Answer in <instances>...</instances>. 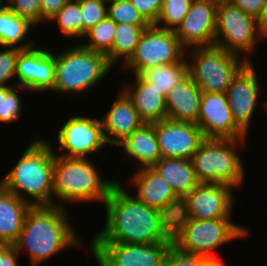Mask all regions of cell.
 Wrapping results in <instances>:
<instances>
[{"mask_svg": "<svg viewBox=\"0 0 267 266\" xmlns=\"http://www.w3.org/2000/svg\"><path fill=\"white\" fill-rule=\"evenodd\" d=\"M123 187L119 181L103 203L106 223L90 243L173 242L172 220L162 211L137 200Z\"/></svg>", "mask_w": 267, "mask_h": 266, "instance_id": "obj_1", "label": "cell"}, {"mask_svg": "<svg viewBox=\"0 0 267 266\" xmlns=\"http://www.w3.org/2000/svg\"><path fill=\"white\" fill-rule=\"evenodd\" d=\"M65 208L32 206L26 215L22 231L12 245L20 254L26 249L32 266H39L71 246H82Z\"/></svg>", "mask_w": 267, "mask_h": 266, "instance_id": "obj_2", "label": "cell"}, {"mask_svg": "<svg viewBox=\"0 0 267 266\" xmlns=\"http://www.w3.org/2000/svg\"><path fill=\"white\" fill-rule=\"evenodd\" d=\"M54 149L49 141L32 140L0 186L31 206H53Z\"/></svg>", "mask_w": 267, "mask_h": 266, "instance_id": "obj_3", "label": "cell"}, {"mask_svg": "<svg viewBox=\"0 0 267 266\" xmlns=\"http://www.w3.org/2000/svg\"><path fill=\"white\" fill-rule=\"evenodd\" d=\"M99 170L90 158H69L55 154L54 151L53 205L66 208V202L104 203L119 180L101 178Z\"/></svg>", "mask_w": 267, "mask_h": 266, "instance_id": "obj_4", "label": "cell"}, {"mask_svg": "<svg viewBox=\"0 0 267 266\" xmlns=\"http://www.w3.org/2000/svg\"><path fill=\"white\" fill-rule=\"evenodd\" d=\"M112 67L105 54L77 43L55 54V81L49 92L67 95L89 92L101 83Z\"/></svg>", "mask_w": 267, "mask_h": 266, "instance_id": "obj_5", "label": "cell"}, {"mask_svg": "<svg viewBox=\"0 0 267 266\" xmlns=\"http://www.w3.org/2000/svg\"><path fill=\"white\" fill-rule=\"evenodd\" d=\"M231 219L174 218L172 220L173 246L184 253L218 258L216 249L248 235L247 228L233 223Z\"/></svg>", "mask_w": 267, "mask_h": 266, "instance_id": "obj_6", "label": "cell"}, {"mask_svg": "<svg viewBox=\"0 0 267 266\" xmlns=\"http://www.w3.org/2000/svg\"><path fill=\"white\" fill-rule=\"evenodd\" d=\"M245 141L204 138L191 160L197 181L241 187L245 170L236 147L244 146Z\"/></svg>", "mask_w": 267, "mask_h": 266, "instance_id": "obj_7", "label": "cell"}, {"mask_svg": "<svg viewBox=\"0 0 267 266\" xmlns=\"http://www.w3.org/2000/svg\"><path fill=\"white\" fill-rule=\"evenodd\" d=\"M190 49L186 54L191 60L187 59L188 74L202 92L226 94L233 78L248 63L243 56L239 59L217 45Z\"/></svg>", "mask_w": 267, "mask_h": 266, "instance_id": "obj_8", "label": "cell"}, {"mask_svg": "<svg viewBox=\"0 0 267 266\" xmlns=\"http://www.w3.org/2000/svg\"><path fill=\"white\" fill-rule=\"evenodd\" d=\"M257 37L261 40L257 19L243 13L230 1L218 3L215 45L238 56L242 53L245 61L252 63L247 54L255 51Z\"/></svg>", "mask_w": 267, "mask_h": 266, "instance_id": "obj_9", "label": "cell"}, {"mask_svg": "<svg viewBox=\"0 0 267 266\" xmlns=\"http://www.w3.org/2000/svg\"><path fill=\"white\" fill-rule=\"evenodd\" d=\"M187 52L174 31L150 24L142 33L134 53L123 66L126 70L134 71V75H140L153 66L181 62Z\"/></svg>", "mask_w": 267, "mask_h": 266, "instance_id": "obj_10", "label": "cell"}, {"mask_svg": "<svg viewBox=\"0 0 267 266\" xmlns=\"http://www.w3.org/2000/svg\"><path fill=\"white\" fill-rule=\"evenodd\" d=\"M233 187L225 184L199 183L181 199L174 218L214 220L231 218L234 206Z\"/></svg>", "mask_w": 267, "mask_h": 266, "instance_id": "obj_11", "label": "cell"}, {"mask_svg": "<svg viewBox=\"0 0 267 266\" xmlns=\"http://www.w3.org/2000/svg\"><path fill=\"white\" fill-rule=\"evenodd\" d=\"M57 138L62 152L57 153L55 149V154L69 158H90L91 154L107 145L101 119L84 115L68 118L58 131Z\"/></svg>", "mask_w": 267, "mask_h": 266, "instance_id": "obj_12", "label": "cell"}, {"mask_svg": "<svg viewBox=\"0 0 267 266\" xmlns=\"http://www.w3.org/2000/svg\"><path fill=\"white\" fill-rule=\"evenodd\" d=\"M173 242L150 244L90 243L101 266H162Z\"/></svg>", "mask_w": 267, "mask_h": 266, "instance_id": "obj_13", "label": "cell"}, {"mask_svg": "<svg viewBox=\"0 0 267 266\" xmlns=\"http://www.w3.org/2000/svg\"><path fill=\"white\" fill-rule=\"evenodd\" d=\"M217 5L213 0L192 1L188 13L174 31L186 50L215 45Z\"/></svg>", "mask_w": 267, "mask_h": 266, "instance_id": "obj_14", "label": "cell"}, {"mask_svg": "<svg viewBox=\"0 0 267 266\" xmlns=\"http://www.w3.org/2000/svg\"><path fill=\"white\" fill-rule=\"evenodd\" d=\"M161 157L192 160L204 139L197 124L164 119L154 122Z\"/></svg>", "mask_w": 267, "mask_h": 266, "instance_id": "obj_15", "label": "cell"}, {"mask_svg": "<svg viewBox=\"0 0 267 266\" xmlns=\"http://www.w3.org/2000/svg\"><path fill=\"white\" fill-rule=\"evenodd\" d=\"M197 125L204 138L228 140L247 138L235 124L224 93L202 92Z\"/></svg>", "mask_w": 267, "mask_h": 266, "instance_id": "obj_16", "label": "cell"}, {"mask_svg": "<svg viewBox=\"0 0 267 266\" xmlns=\"http://www.w3.org/2000/svg\"><path fill=\"white\" fill-rule=\"evenodd\" d=\"M16 86L30 92L50 91L55 81V53L36 46L21 50L16 65Z\"/></svg>", "mask_w": 267, "mask_h": 266, "instance_id": "obj_17", "label": "cell"}, {"mask_svg": "<svg viewBox=\"0 0 267 266\" xmlns=\"http://www.w3.org/2000/svg\"><path fill=\"white\" fill-rule=\"evenodd\" d=\"M253 64V62L247 63L233 78L226 91L232 118L246 135L259 103L258 95L261 87Z\"/></svg>", "mask_w": 267, "mask_h": 266, "instance_id": "obj_18", "label": "cell"}, {"mask_svg": "<svg viewBox=\"0 0 267 266\" xmlns=\"http://www.w3.org/2000/svg\"><path fill=\"white\" fill-rule=\"evenodd\" d=\"M136 171L130 181L136 190V194L132 195L146 206L162 211L173 220L179 212L181 198L152 168H138Z\"/></svg>", "mask_w": 267, "mask_h": 266, "instance_id": "obj_19", "label": "cell"}, {"mask_svg": "<svg viewBox=\"0 0 267 266\" xmlns=\"http://www.w3.org/2000/svg\"><path fill=\"white\" fill-rule=\"evenodd\" d=\"M111 105L101 123L107 144L117 146L145 122L124 91H120Z\"/></svg>", "mask_w": 267, "mask_h": 266, "instance_id": "obj_20", "label": "cell"}, {"mask_svg": "<svg viewBox=\"0 0 267 266\" xmlns=\"http://www.w3.org/2000/svg\"><path fill=\"white\" fill-rule=\"evenodd\" d=\"M202 91L187 74L166 95L167 118L197 124Z\"/></svg>", "mask_w": 267, "mask_h": 266, "instance_id": "obj_21", "label": "cell"}, {"mask_svg": "<svg viewBox=\"0 0 267 266\" xmlns=\"http://www.w3.org/2000/svg\"><path fill=\"white\" fill-rule=\"evenodd\" d=\"M131 85L122 89L132 100L139 117L145 123H153L167 118V109L163 91H159L155 84L145 80L141 75H134Z\"/></svg>", "mask_w": 267, "mask_h": 266, "instance_id": "obj_22", "label": "cell"}, {"mask_svg": "<svg viewBox=\"0 0 267 266\" xmlns=\"http://www.w3.org/2000/svg\"><path fill=\"white\" fill-rule=\"evenodd\" d=\"M117 146L125 150V156H130L139 163L140 169L152 168L162 157L159 151L154 122L143 123L131 135Z\"/></svg>", "mask_w": 267, "mask_h": 266, "instance_id": "obj_23", "label": "cell"}, {"mask_svg": "<svg viewBox=\"0 0 267 266\" xmlns=\"http://www.w3.org/2000/svg\"><path fill=\"white\" fill-rule=\"evenodd\" d=\"M32 206L0 186V244L13 245Z\"/></svg>", "mask_w": 267, "mask_h": 266, "instance_id": "obj_24", "label": "cell"}, {"mask_svg": "<svg viewBox=\"0 0 267 266\" xmlns=\"http://www.w3.org/2000/svg\"><path fill=\"white\" fill-rule=\"evenodd\" d=\"M152 169L169 183L181 199L199 184L190 160L162 157Z\"/></svg>", "mask_w": 267, "mask_h": 266, "instance_id": "obj_25", "label": "cell"}, {"mask_svg": "<svg viewBox=\"0 0 267 266\" xmlns=\"http://www.w3.org/2000/svg\"><path fill=\"white\" fill-rule=\"evenodd\" d=\"M35 25L25 18L19 17L8 7L0 12V46L15 47L21 50L36 46L33 40H26L31 28Z\"/></svg>", "mask_w": 267, "mask_h": 266, "instance_id": "obj_26", "label": "cell"}, {"mask_svg": "<svg viewBox=\"0 0 267 266\" xmlns=\"http://www.w3.org/2000/svg\"><path fill=\"white\" fill-rule=\"evenodd\" d=\"M148 26L127 23L117 24L112 49L106 54L112 66L119 60H122L123 65L131 57L142 33Z\"/></svg>", "mask_w": 267, "mask_h": 266, "instance_id": "obj_27", "label": "cell"}, {"mask_svg": "<svg viewBox=\"0 0 267 266\" xmlns=\"http://www.w3.org/2000/svg\"><path fill=\"white\" fill-rule=\"evenodd\" d=\"M187 58L181 62L164 66H153L144 70L140 75L147 81L155 84L159 91H163L164 97L168 92L188 74Z\"/></svg>", "mask_w": 267, "mask_h": 266, "instance_id": "obj_28", "label": "cell"}, {"mask_svg": "<svg viewBox=\"0 0 267 266\" xmlns=\"http://www.w3.org/2000/svg\"><path fill=\"white\" fill-rule=\"evenodd\" d=\"M49 21L57 22L59 32L66 38L83 37V20L78 0H68Z\"/></svg>", "mask_w": 267, "mask_h": 266, "instance_id": "obj_29", "label": "cell"}, {"mask_svg": "<svg viewBox=\"0 0 267 266\" xmlns=\"http://www.w3.org/2000/svg\"><path fill=\"white\" fill-rule=\"evenodd\" d=\"M116 26L117 23L107 16L86 32L84 36H86L87 42L80 44L86 49L106 55L112 49Z\"/></svg>", "mask_w": 267, "mask_h": 266, "instance_id": "obj_30", "label": "cell"}, {"mask_svg": "<svg viewBox=\"0 0 267 266\" xmlns=\"http://www.w3.org/2000/svg\"><path fill=\"white\" fill-rule=\"evenodd\" d=\"M22 90L26 89L22 86L0 87V123L8 125L20 120L23 102L18 93Z\"/></svg>", "mask_w": 267, "mask_h": 266, "instance_id": "obj_31", "label": "cell"}, {"mask_svg": "<svg viewBox=\"0 0 267 266\" xmlns=\"http://www.w3.org/2000/svg\"><path fill=\"white\" fill-rule=\"evenodd\" d=\"M192 1L163 0L160 16L154 25L159 28L175 31L188 13Z\"/></svg>", "mask_w": 267, "mask_h": 266, "instance_id": "obj_32", "label": "cell"}, {"mask_svg": "<svg viewBox=\"0 0 267 266\" xmlns=\"http://www.w3.org/2000/svg\"><path fill=\"white\" fill-rule=\"evenodd\" d=\"M107 15L117 24L150 25L129 0H120L107 5Z\"/></svg>", "mask_w": 267, "mask_h": 266, "instance_id": "obj_33", "label": "cell"}, {"mask_svg": "<svg viewBox=\"0 0 267 266\" xmlns=\"http://www.w3.org/2000/svg\"><path fill=\"white\" fill-rule=\"evenodd\" d=\"M83 20V37L91 28L103 21L107 15V4L103 0H78Z\"/></svg>", "mask_w": 267, "mask_h": 266, "instance_id": "obj_34", "label": "cell"}, {"mask_svg": "<svg viewBox=\"0 0 267 266\" xmlns=\"http://www.w3.org/2000/svg\"><path fill=\"white\" fill-rule=\"evenodd\" d=\"M20 51L19 48L0 46V87L16 86L15 82L13 85L6 84L16 76L17 58Z\"/></svg>", "mask_w": 267, "mask_h": 266, "instance_id": "obj_35", "label": "cell"}, {"mask_svg": "<svg viewBox=\"0 0 267 266\" xmlns=\"http://www.w3.org/2000/svg\"><path fill=\"white\" fill-rule=\"evenodd\" d=\"M7 7L35 26L40 24V0H6Z\"/></svg>", "mask_w": 267, "mask_h": 266, "instance_id": "obj_36", "label": "cell"}, {"mask_svg": "<svg viewBox=\"0 0 267 266\" xmlns=\"http://www.w3.org/2000/svg\"><path fill=\"white\" fill-rule=\"evenodd\" d=\"M206 259L201 255L184 253L172 245L162 262V266H202Z\"/></svg>", "mask_w": 267, "mask_h": 266, "instance_id": "obj_37", "label": "cell"}, {"mask_svg": "<svg viewBox=\"0 0 267 266\" xmlns=\"http://www.w3.org/2000/svg\"><path fill=\"white\" fill-rule=\"evenodd\" d=\"M149 24H155L160 16L163 0H129Z\"/></svg>", "mask_w": 267, "mask_h": 266, "instance_id": "obj_38", "label": "cell"}, {"mask_svg": "<svg viewBox=\"0 0 267 266\" xmlns=\"http://www.w3.org/2000/svg\"><path fill=\"white\" fill-rule=\"evenodd\" d=\"M243 13L258 19L263 9L267 6V0H231Z\"/></svg>", "mask_w": 267, "mask_h": 266, "instance_id": "obj_39", "label": "cell"}, {"mask_svg": "<svg viewBox=\"0 0 267 266\" xmlns=\"http://www.w3.org/2000/svg\"><path fill=\"white\" fill-rule=\"evenodd\" d=\"M68 2V0H40V23L44 24Z\"/></svg>", "mask_w": 267, "mask_h": 266, "instance_id": "obj_40", "label": "cell"}, {"mask_svg": "<svg viewBox=\"0 0 267 266\" xmlns=\"http://www.w3.org/2000/svg\"><path fill=\"white\" fill-rule=\"evenodd\" d=\"M19 255L13 246L0 244V266H18Z\"/></svg>", "mask_w": 267, "mask_h": 266, "instance_id": "obj_41", "label": "cell"}, {"mask_svg": "<svg viewBox=\"0 0 267 266\" xmlns=\"http://www.w3.org/2000/svg\"><path fill=\"white\" fill-rule=\"evenodd\" d=\"M257 23L261 39H267V6L261 12V15L257 19Z\"/></svg>", "mask_w": 267, "mask_h": 266, "instance_id": "obj_42", "label": "cell"}, {"mask_svg": "<svg viewBox=\"0 0 267 266\" xmlns=\"http://www.w3.org/2000/svg\"><path fill=\"white\" fill-rule=\"evenodd\" d=\"M202 266H227L221 261V258H207Z\"/></svg>", "mask_w": 267, "mask_h": 266, "instance_id": "obj_43", "label": "cell"}, {"mask_svg": "<svg viewBox=\"0 0 267 266\" xmlns=\"http://www.w3.org/2000/svg\"><path fill=\"white\" fill-rule=\"evenodd\" d=\"M6 7V0H0V12Z\"/></svg>", "mask_w": 267, "mask_h": 266, "instance_id": "obj_44", "label": "cell"}, {"mask_svg": "<svg viewBox=\"0 0 267 266\" xmlns=\"http://www.w3.org/2000/svg\"><path fill=\"white\" fill-rule=\"evenodd\" d=\"M107 5L114 3V2H118L120 0H103Z\"/></svg>", "mask_w": 267, "mask_h": 266, "instance_id": "obj_45", "label": "cell"}, {"mask_svg": "<svg viewBox=\"0 0 267 266\" xmlns=\"http://www.w3.org/2000/svg\"><path fill=\"white\" fill-rule=\"evenodd\" d=\"M263 108H264L265 112H267V100H265V102L263 103Z\"/></svg>", "mask_w": 267, "mask_h": 266, "instance_id": "obj_46", "label": "cell"}, {"mask_svg": "<svg viewBox=\"0 0 267 266\" xmlns=\"http://www.w3.org/2000/svg\"><path fill=\"white\" fill-rule=\"evenodd\" d=\"M213 1L219 3V2H227V1H231V0H213Z\"/></svg>", "mask_w": 267, "mask_h": 266, "instance_id": "obj_47", "label": "cell"}]
</instances>
